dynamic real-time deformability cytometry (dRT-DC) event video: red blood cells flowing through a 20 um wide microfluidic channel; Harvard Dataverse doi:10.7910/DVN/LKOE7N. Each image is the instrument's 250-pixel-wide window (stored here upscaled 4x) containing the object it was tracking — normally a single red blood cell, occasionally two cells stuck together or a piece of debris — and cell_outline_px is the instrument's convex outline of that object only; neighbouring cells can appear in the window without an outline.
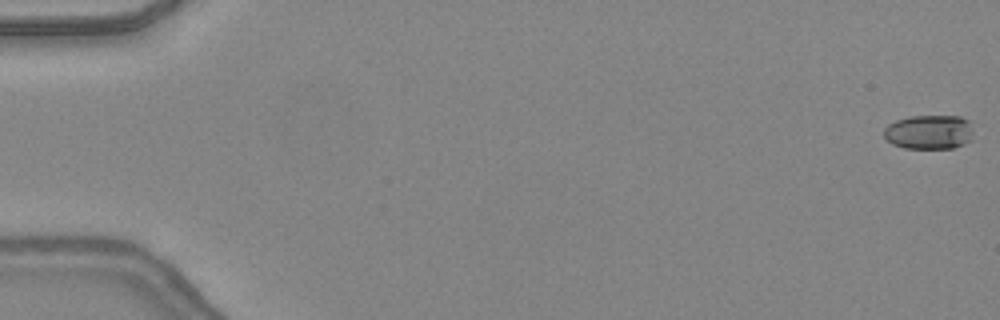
{"species": "common noctule bat (a hibernating species)", "species_latin": "Nyctalus noctula", "temperature_condition": "warm", "stored_images_in_passage": 48, "camera_frame_rate_fps": 3000, "um_per_image_px": 0.085, "animal": {"sex": "female", "body_mass_g": 24.6, "forearm_length_mm": 56.2}, "frame": {"image": 1, "passage_image": 1, "time_ms": 0.0, "image_size_px": [1000, 320], "cell_outline_px": [[972, 140], [964, 144], [952, 148], [904, 148], [892, 144], [884, 136], [884, 128], [888, 124], [896, 120], [908, 116], [960, 116], [968, 120], [972, 132]], "centroid_in_image_um": [78.96, 11.22], "position_along_channel_um": 6.0, "area_um2": 17.98}}
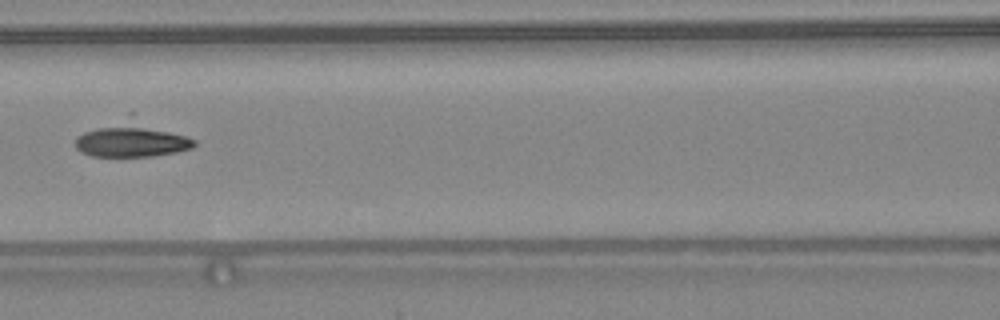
{"frame": {"image": 2, "passage_image": 23, "time_ms": 7.333, "image_size_px": [1000, 320], "cell_outline_px": [[196, 144], [192, 148], [176, 152], [152, 156], [92, 156], [80, 152], [76, 148], [76, 136], [84, 132], [128, 112], [132, 112], [196, 140]], "centroid_in_image_um": [11.22, 11.76], "position_along_channel_um": 155.4, "area_um2": 25.55}}
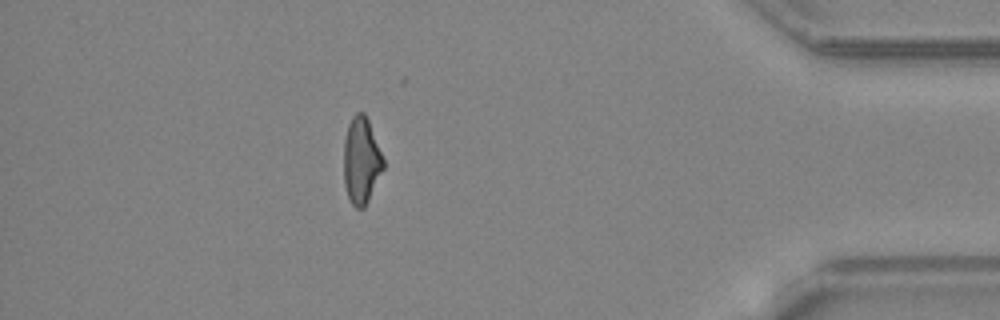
{"frame": {"image": 3, "passage_image": 43, "time_ms": 14.0, "image_size_px": [1000, 320], "cell_outline_px": [[384, 168], [364, 208], [356, 208], [352, 204], [348, 196], [344, 184], [344, 140], [348, 124], [352, 116], [356, 112], [364, 112], [368, 120], [384, 160]], "centroid_in_image_um": [30.7, 13.64], "position_along_channel_um": 404.5, "area_um2": 19.83}}